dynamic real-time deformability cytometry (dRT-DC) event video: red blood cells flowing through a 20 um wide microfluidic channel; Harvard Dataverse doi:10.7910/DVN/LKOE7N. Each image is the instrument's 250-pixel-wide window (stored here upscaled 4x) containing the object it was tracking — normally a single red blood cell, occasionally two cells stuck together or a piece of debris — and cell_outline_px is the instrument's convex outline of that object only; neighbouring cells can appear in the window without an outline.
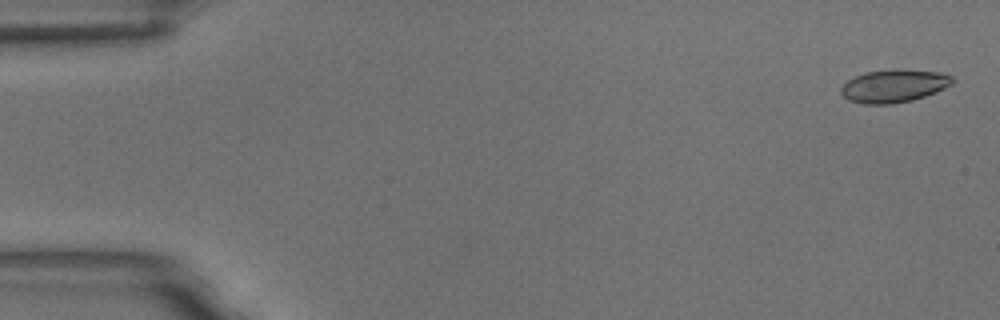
{"species": "common noctule bat (a hibernating species)", "species_latin": "Nyctalus noctula", "temperature_condition": "room temperature", "stored_images_in_passage": 5, "camera_frame_rate_fps": 3000, "um_per_image_px": 0.085, "animal": {"sex": "male", "body_mass_g": 18.8}, "frame": {"image": 1, "passage_image": 1, "time_ms": 0.0, "image_size_px": [1000, 320], "cell_outline_px": [[956, 80], [952, 84], [936, 92], [912, 100], [892, 104], [864, 104], [848, 100], [840, 92], [840, 88], [848, 80], [864, 72], [896, 68], [944, 72], [952, 76]], "centroid_in_image_um": [76.01, 7.28], "position_along_channel_um": 9.0, "area_um2": 21.68}}
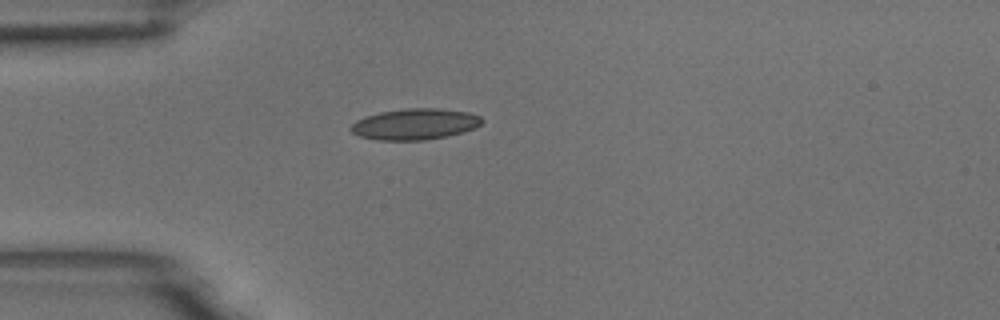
{"frame": {"image": 2, "passage_image": 5, "time_ms": 1.333, "image_size_px": [1000, 320], "cell_outline_px": [[484, 120], [476, 128], [464, 132], [448, 136], [424, 140], [376, 140], [360, 136], [352, 132], [352, 124], [356, 120], [364, 116], [380, 112], [408, 108], [440, 108], [468, 112], [480, 116]], "centroid_in_image_um": [35.3, 10.55], "position_along_channel_um": 49.7, "area_um2": 23.81}}